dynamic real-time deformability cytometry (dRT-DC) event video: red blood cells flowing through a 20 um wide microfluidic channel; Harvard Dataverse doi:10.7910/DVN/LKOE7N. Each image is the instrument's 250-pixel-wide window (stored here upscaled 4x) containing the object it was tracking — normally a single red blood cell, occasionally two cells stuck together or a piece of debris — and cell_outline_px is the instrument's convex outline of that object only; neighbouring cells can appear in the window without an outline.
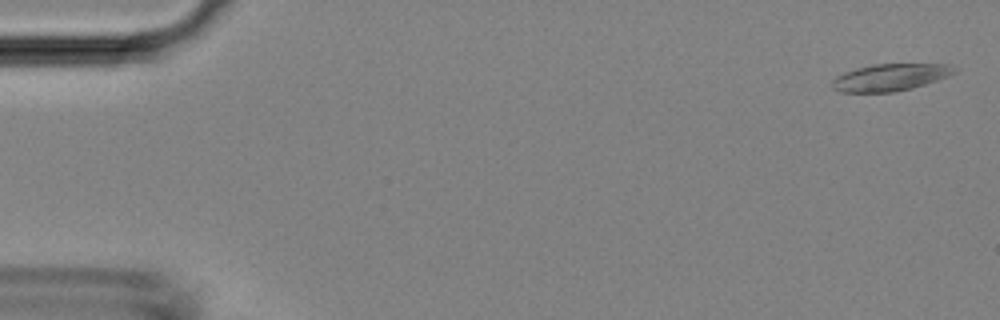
{"species": "Egyptian fruit bat (a non-hibernating species)", "species_latin": "Rousettus aegyptiacus", "temperature_condition": "room temperature", "stored_images_in_passage": 48, "camera_frame_rate_fps": 3000, "um_per_image_px": 0.085, "animal": {"sex": "female"}, "frame": {"image": 1, "passage_image": 2, "time_ms": 0.333, "image_size_px": [1000, 320], "cell_outline_px": [[956, 72], [948, 76], [912, 88], [892, 92], [840, 92], [832, 88], [832, 80], [836, 76], [844, 72], [856, 68], [872, 64], [948, 64], [956, 68]], "centroid_in_image_um": [75.63, 6.57], "position_along_channel_um": 9.4, "area_um2": 19.19}}
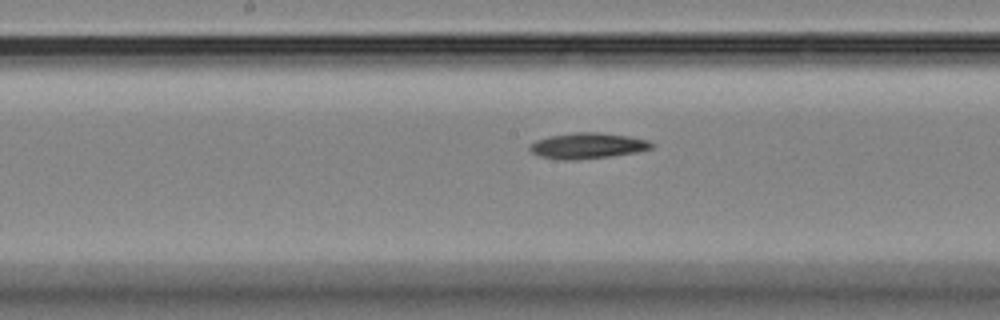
{"frame": {"image": 2, "passage_image": 25, "time_ms": 8.0, "image_size_px": [1000, 320], "cell_outline_px": [[652, 148], [636, 152], [612, 156], [576, 160], [556, 160], [540, 156], [532, 152], [528, 148], [528, 144], [536, 140], [548, 136], [576, 132], [596, 132], [628, 136], [648, 140], [652, 144]], "centroid_in_image_um": [49.88, 12.39], "position_along_channel_um": 198.3, "area_um2": 18.38}}
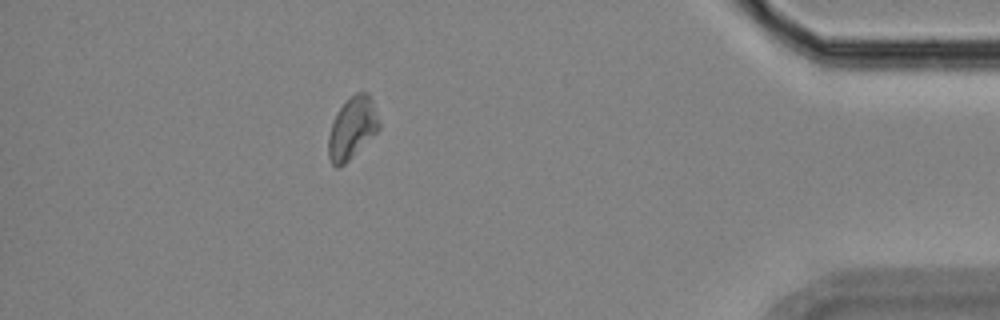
{"frame": {"image": 3, "passage_image": 43, "time_ms": 14.0, "image_size_px": [1000, 320], "cell_outline_px": [[380, 128], [340, 168], [336, 168], [332, 164], [328, 156], [328, 136], [332, 124], [340, 108], [356, 92], [368, 92], [372, 100], [380, 124]], "centroid_in_image_um": [29.92, 10.9], "position_along_channel_um": 405.3, "area_um2": 17.8}}